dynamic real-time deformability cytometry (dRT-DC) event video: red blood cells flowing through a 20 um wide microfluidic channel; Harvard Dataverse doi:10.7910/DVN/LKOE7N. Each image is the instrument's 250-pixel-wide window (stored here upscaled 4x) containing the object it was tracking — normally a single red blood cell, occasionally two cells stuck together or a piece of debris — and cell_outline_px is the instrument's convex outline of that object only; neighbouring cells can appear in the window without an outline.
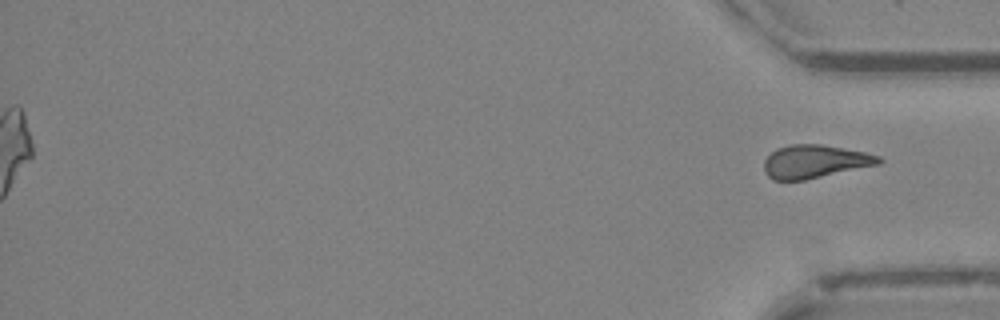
{"species": "Egyptian fruit bat (a non-hibernating species)", "species_latin": "Rousettus aegyptiacus", "temperature_condition": "cold", "stored_images_in_passage": 52, "segment_of_instrument_passage": [2, 2], "camera_frame_rate_fps": 3000, "um_per_image_px": 0.085, "animal": {"sex": "female"}, "frame": {"image": 1, "passage_image": 52, "time_ms": 17.0, "image_size_px": [1000, 320], "cell_outline_px": [[884, 160], [880, 164], [804, 180], [772, 180], [764, 172], [764, 160], [776, 148], [792, 144], [820, 144], [864, 152], [880, 156]], "centroid_in_image_um": [69.25, 13.73], "position_along_channel_um": 366.0, "area_um2": 22.14}}